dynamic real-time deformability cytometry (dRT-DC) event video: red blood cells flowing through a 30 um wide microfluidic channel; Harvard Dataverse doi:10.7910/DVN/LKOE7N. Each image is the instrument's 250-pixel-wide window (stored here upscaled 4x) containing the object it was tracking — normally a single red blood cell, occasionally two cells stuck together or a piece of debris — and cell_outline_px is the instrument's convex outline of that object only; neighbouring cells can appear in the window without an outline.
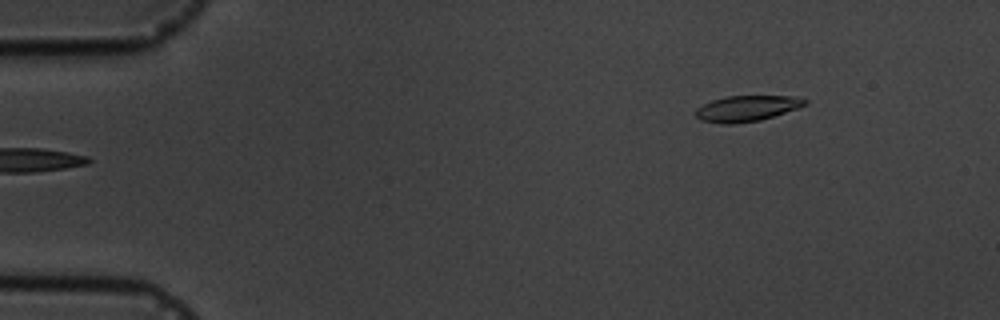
{"species": "common noctule bat (a hibernating species)", "species_latin": "Nyctalus noctula", "temperature_condition": "cold", "stored_images_in_passage": 6, "camera_frame_rate_fps": 3000, "um_per_image_px": 0.085, "animal": {"sex": "male", "body_mass_g": 19.5, "forearm_length_mm": 54.6}, "frame": {"image": 1, "passage_image": 6, "time_ms": 5.667, "image_size_px": [1000, 320], "cell_outline_px": [[808, 104], [800, 108], [760, 120], [732, 124], [720, 124], [700, 120], [696, 116], [696, 108], [712, 100], [724, 96], [792, 96], [808, 100]], "centroid_in_image_um": [63.49, 9.22], "position_along_channel_um": 21.5, "area_um2": 16.53}}